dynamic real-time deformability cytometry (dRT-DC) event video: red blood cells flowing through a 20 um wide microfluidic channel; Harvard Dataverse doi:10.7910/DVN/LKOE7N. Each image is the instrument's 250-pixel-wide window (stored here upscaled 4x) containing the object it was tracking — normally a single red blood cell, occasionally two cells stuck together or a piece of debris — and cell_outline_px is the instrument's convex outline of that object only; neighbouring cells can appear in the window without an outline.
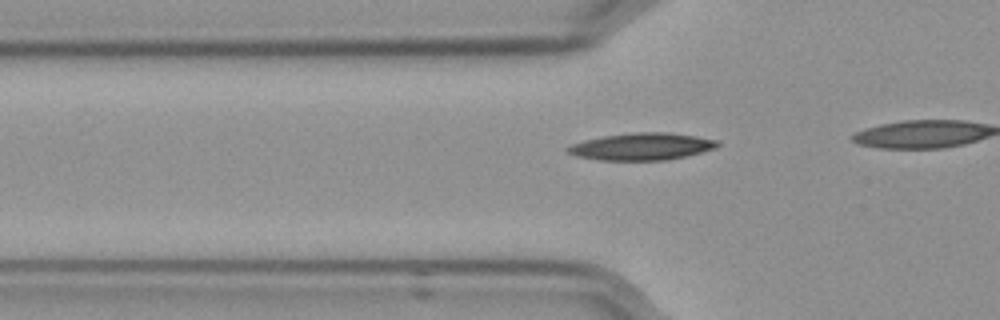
{"species": "Egyptian fruit bat (a non-hibernating species)", "species_latin": "Rousettus aegyptiacus", "temperature_condition": "cold", "stored_images_in_passage": 22, "camera_frame_rate_fps": 3000, "um_per_image_px": 0.085, "frame": {"image": 1, "passage_image": 16, "time_ms": 5.0, "image_size_px": [1000, 320], "cell_outline_px": [[720, 144], [716, 148], [668, 160], [600, 160], [576, 156], [568, 152], [564, 148], [572, 144], [584, 140], [604, 136], [632, 132], [668, 132], [696, 136], [720, 140]], "centroid_in_image_um": [54.56, 12.45], "position_along_channel_um": 71.2, "area_um2": 23.7}}
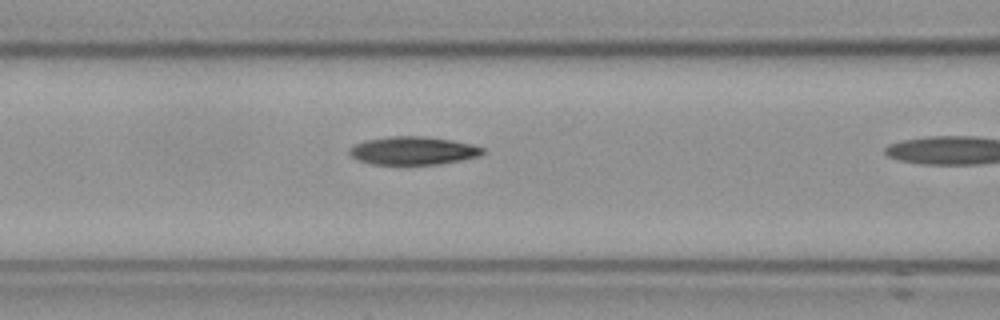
{"frame": {"image": 2, "passage_image": 21, "time_ms": 6.667, "image_size_px": [1000, 320], "cell_outline_px": [[484, 152], [480, 156], [440, 164], [372, 164], [356, 160], [348, 152], [348, 148], [352, 144], [364, 140], [392, 136], [424, 136], [452, 140], [472, 144], [484, 148]], "centroid_in_image_um": [35.07, 12.8], "position_along_channel_um": 131.5, "area_um2": 22.02}}